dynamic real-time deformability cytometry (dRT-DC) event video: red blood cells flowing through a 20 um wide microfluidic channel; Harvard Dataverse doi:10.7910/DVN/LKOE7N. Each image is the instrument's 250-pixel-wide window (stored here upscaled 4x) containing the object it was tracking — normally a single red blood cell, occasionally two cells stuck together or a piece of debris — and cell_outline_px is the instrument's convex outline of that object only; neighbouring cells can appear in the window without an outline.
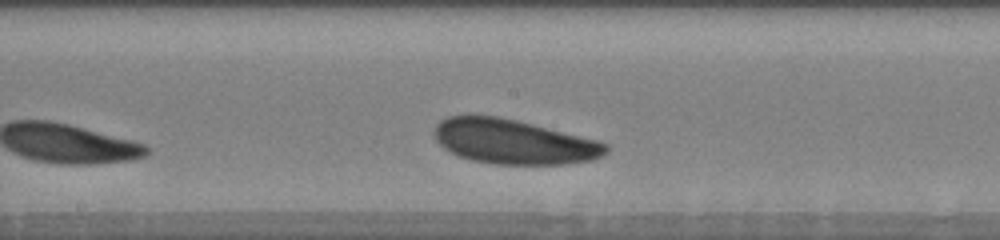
{"species": "human", "species_latin": "Homo sapiens", "temperature_condition": "warm", "stored_images_in_passage": 10, "camera_frame_rate_fps": 3000, "um_per_image_px": 0.085, "donor": {"sex": "male"}, "frame": {"image": 1, "passage_image": 10, "time_ms": 4.0, "image_size_px": [1000, 240], "cell_outline_px": [[608, 152], [604, 156], [592, 160], [568, 164], [492, 164], [472, 160], [460, 156], [444, 148], [436, 140], [432, 132], [436, 124], [440, 120], [448, 116], [468, 112], [496, 116], [516, 120], [600, 140], [608, 144]], "centroid_in_image_um": [43.64, 12.02], "position_along_channel_um": 204.6, "area_um2": 45.49}}